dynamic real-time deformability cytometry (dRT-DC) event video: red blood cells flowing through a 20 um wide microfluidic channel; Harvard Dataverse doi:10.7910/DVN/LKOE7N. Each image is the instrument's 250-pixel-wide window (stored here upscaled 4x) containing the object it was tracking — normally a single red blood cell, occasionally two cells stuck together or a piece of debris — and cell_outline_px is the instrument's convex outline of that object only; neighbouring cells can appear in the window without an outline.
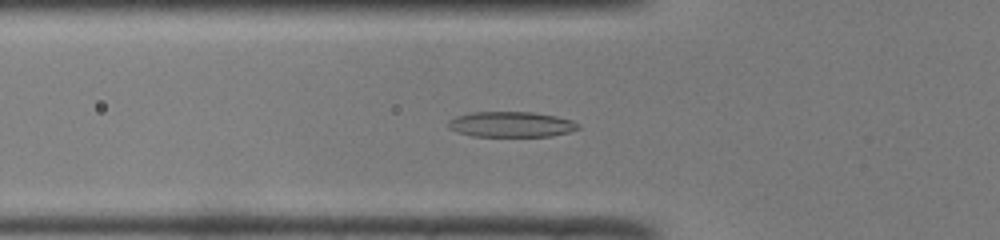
{"species": "common noctule bat (a hibernating species)", "species_latin": "Nyctalus noctula", "temperature_condition": "room temperature", "stored_images_in_passage": 50, "camera_frame_rate_fps": 3000, "um_per_image_px": 0.085, "animal": {"sex": "male", "body_mass_g": 19.0, "forearm_length_mm": 50.8}, "frame": {"image": 1, "passage_image": 18, "time_ms": 5.667, "image_size_px": [1000, 240], "cell_outline_px": [[580, 128], [568, 132], [552, 136], [472, 136], [456, 132], [448, 128], [448, 120], [456, 116], [472, 112], [532, 112], [556, 116], [572, 120], [580, 124]], "centroid_in_image_um": [43.43, 10.57], "position_along_channel_um": 82.4, "area_um2": 19.36}}
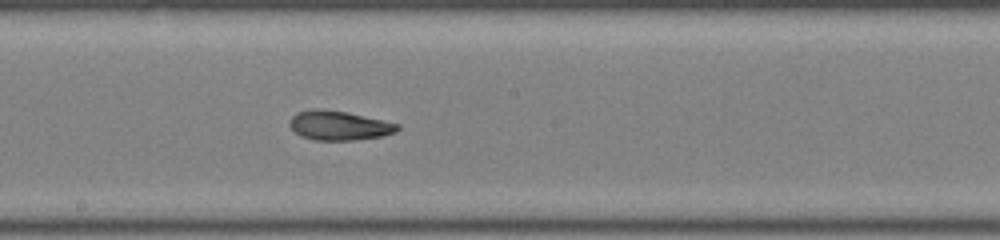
{"frame": {"image": 2, "passage_image": 28, "time_ms": 9.0, "image_size_px": [1000, 240], "cell_outline_px": [[400, 128], [396, 132], [384, 136], [352, 140], [312, 140], [300, 136], [288, 124], [292, 116], [296, 112], [348, 112], [400, 124]], "centroid_in_image_um": [28.89, 10.72], "position_along_channel_um": 219.3, "area_um2": 17.8}}
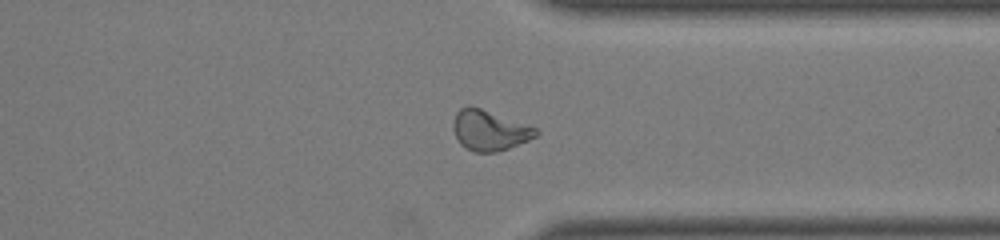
{"frame": {"image": 3, "passage_image": 39, "time_ms": 12.667, "image_size_px": [1000, 240], "cell_outline_px": [[540, 132], [536, 136], [528, 140], [508, 148], [496, 152], [472, 152], [464, 148], [460, 144], [452, 128], [452, 124], [456, 112], [460, 108], [480, 108], [536, 128]], "centroid_in_image_um": [41.57, 11.11], "position_along_channel_um": 369.8, "area_um2": 19.07}, "authors_computed_cell_mechanics": {"area_um2": 19.1607, "velocity_mm_per_s": 4.1136, "shape_relaxation_time_tau1_ms": 11.1191, "shape_relaxation_time_tau2_ms": 2.851, "deformation_change_tau1": 0.3347, "deformation_change_tau2": 0.0912}}